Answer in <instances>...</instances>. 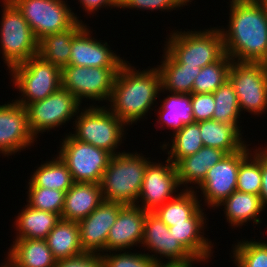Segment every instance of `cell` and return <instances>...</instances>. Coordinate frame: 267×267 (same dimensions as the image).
I'll return each mask as SVG.
<instances>
[{"label": "cell", "mask_w": 267, "mask_h": 267, "mask_svg": "<svg viewBox=\"0 0 267 267\" xmlns=\"http://www.w3.org/2000/svg\"><path fill=\"white\" fill-rule=\"evenodd\" d=\"M192 0H124L120 8H137V10H159L173 11L176 8L187 6Z\"/></svg>", "instance_id": "cell-40"}, {"label": "cell", "mask_w": 267, "mask_h": 267, "mask_svg": "<svg viewBox=\"0 0 267 267\" xmlns=\"http://www.w3.org/2000/svg\"><path fill=\"white\" fill-rule=\"evenodd\" d=\"M228 80L237 95L240 111L259 115L267 109V63L232 61Z\"/></svg>", "instance_id": "cell-8"}, {"label": "cell", "mask_w": 267, "mask_h": 267, "mask_svg": "<svg viewBox=\"0 0 267 267\" xmlns=\"http://www.w3.org/2000/svg\"><path fill=\"white\" fill-rule=\"evenodd\" d=\"M123 204L103 201L89 216L78 222L85 252L105 253L106 240Z\"/></svg>", "instance_id": "cell-17"}, {"label": "cell", "mask_w": 267, "mask_h": 267, "mask_svg": "<svg viewBox=\"0 0 267 267\" xmlns=\"http://www.w3.org/2000/svg\"><path fill=\"white\" fill-rule=\"evenodd\" d=\"M163 60L156 68L161 77V90L169 93L192 94L193 83L200 73L201 67L183 66L178 63L166 50H163Z\"/></svg>", "instance_id": "cell-24"}, {"label": "cell", "mask_w": 267, "mask_h": 267, "mask_svg": "<svg viewBox=\"0 0 267 267\" xmlns=\"http://www.w3.org/2000/svg\"><path fill=\"white\" fill-rule=\"evenodd\" d=\"M11 1L22 12L38 41L46 35L69 29L76 21H82L64 0Z\"/></svg>", "instance_id": "cell-10"}, {"label": "cell", "mask_w": 267, "mask_h": 267, "mask_svg": "<svg viewBox=\"0 0 267 267\" xmlns=\"http://www.w3.org/2000/svg\"><path fill=\"white\" fill-rule=\"evenodd\" d=\"M0 45L4 63L10 69L38 55V40L22 12L11 0H3Z\"/></svg>", "instance_id": "cell-7"}, {"label": "cell", "mask_w": 267, "mask_h": 267, "mask_svg": "<svg viewBox=\"0 0 267 267\" xmlns=\"http://www.w3.org/2000/svg\"><path fill=\"white\" fill-rule=\"evenodd\" d=\"M119 5L123 3L124 0H115Z\"/></svg>", "instance_id": "cell-46"}, {"label": "cell", "mask_w": 267, "mask_h": 267, "mask_svg": "<svg viewBox=\"0 0 267 267\" xmlns=\"http://www.w3.org/2000/svg\"><path fill=\"white\" fill-rule=\"evenodd\" d=\"M191 103L195 122L212 119L215 108L213 93H192Z\"/></svg>", "instance_id": "cell-41"}, {"label": "cell", "mask_w": 267, "mask_h": 267, "mask_svg": "<svg viewBox=\"0 0 267 267\" xmlns=\"http://www.w3.org/2000/svg\"><path fill=\"white\" fill-rule=\"evenodd\" d=\"M141 155L137 152H121L112 156L100 182L104 201L123 205L137 203L150 161Z\"/></svg>", "instance_id": "cell-3"}, {"label": "cell", "mask_w": 267, "mask_h": 267, "mask_svg": "<svg viewBox=\"0 0 267 267\" xmlns=\"http://www.w3.org/2000/svg\"><path fill=\"white\" fill-rule=\"evenodd\" d=\"M85 11H87L88 14H92L95 11L100 10L102 7H110V8H119L120 5L115 0H79ZM92 12V13H91Z\"/></svg>", "instance_id": "cell-43"}, {"label": "cell", "mask_w": 267, "mask_h": 267, "mask_svg": "<svg viewBox=\"0 0 267 267\" xmlns=\"http://www.w3.org/2000/svg\"><path fill=\"white\" fill-rule=\"evenodd\" d=\"M203 146L225 151L227 154L243 149L247 144L242 141L240 127L234 123H220L213 119L199 121Z\"/></svg>", "instance_id": "cell-25"}, {"label": "cell", "mask_w": 267, "mask_h": 267, "mask_svg": "<svg viewBox=\"0 0 267 267\" xmlns=\"http://www.w3.org/2000/svg\"><path fill=\"white\" fill-rule=\"evenodd\" d=\"M215 108L212 119L220 123H234L238 126L241 111L233 85L227 80L214 93Z\"/></svg>", "instance_id": "cell-35"}, {"label": "cell", "mask_w": 267, "mask_h": 267, "mask_svg": "<svg viewBox=\"0 0 267 267\" xmlns=\"http://www.w3.org/2000/svg\"><path fill=\"white\" fill-rule=\"evenodd\" d=\"M248 146L227 154L208 170L206 177L198 185L208 208H219V204L236 191L240 163L252 152Z\"/></svg>", "instance_id": "cell-14"}, {"label": "cell", "mask_w": 267, "mask_h": 267, "mask_svg": "<svg viewBox=\"0 0 267 267\" xmlns=\"http://www.w3.org/2000/svg\"><path fill=\"white\" fill-rule=\"evenodd\" d=\"M232 252L237 267H267L266 241H238Z\"/></svg>", "instance_id": "cell-38"}, {"label": "cell", "mask_w": 267, "mask_h": 267, "mask_svg": "<svg viewBox=\"0 0 267 267\" xmlns=\"http://www.w3.org/2000/svg\"><path fill=\"white\" fill-rule=\"evenodd\" d=\"M85 25L72 39L69 65L83 67H120L126 60L117 56L107 42L91 37Z\"/></svg>", "instance_id": "cell-18"}, {"label": "cell", "mask_w": 267, "mask_h": 267, "mask_svg": "<svg viewBox=\"0 0 267 267\" xmlns=\"http://www.w3.org/2000/svg\"><path fill=\"white\" fill-rule=\"evenodd\" d=\"M172 135L174 136L173 139H171L172 145H170L169 142H166L160 147L163 150L167 149V146L168 148L169 146L171 147L167 153L169 155L167 158L174 165H176L182 158L197 153L203 147L198 122L185 125Z\"/></svg>", "instance_id": "cell-33"}, {"label": "cell", "mask_w": 267, "mask_h": 267, "mask_svg": "<svg viewBox=\"0 0 267 267\" xmlns=\"http://www.w3.org/2000/svg\"><path fill=\"white\" fill-rule=\"evenodd\" d=\"M229 25L220 29L225 54L237 62L267 63V6L264 0H231Z\"/></svg>", "instance_id": "cell-1"}, {"label": "cell", "mask_w": 267, "mask_h": 267, "mask_svg": "<svg viewBox=\"0 0 267 267\" xmlns=\"http://www.w3.org/2000/svg\"><path fill=\"white\" fill-rule=\"evenodd\" d=\"M61 217L56 213L41 211L25 205L15 219V239H46Z\"/></svg>", "instance_id": "cell-28"}, {"label": "cell", "mask_w": 267, "mask_h": 267, "mask_svg": "<svg viewBox=\"0 0 267 267\" xmlns=\"http://www.w3.org/2000/svg\"><path fill=\"white\" fill-rule=\"evenodd\" d=\"M261 191L259 196L261 197V201L264 209L267 204V148H261Z\"/></svg>", "instance_id": "cell-44"}, {"label": "cell", "mask_w": 267, "mask_h": 267, "mask_svg": "<svg viewBox=\"0 0 267 267\" xmlns=\"http://www.w3.org/2000/svg\"><path fill=\"white\" fill-rule=\"evenodd\" d=\"M28 185L27 205L37 210L56 213L61 217L66 192L37 187L30 181Z\"/></svg>", "instance_id": "cell-37"}, {"label": "cell", "mask_w": 267, "mask_h": 267, "mask_svg": "<svg viewBox=\"0 0 267 267\" xmlns=\"http://www.w3.org/2000/svg\"><path fill=\"white\" fill-rule=\"evenodd\" d=\"M45 240L56 260L85 252L80 242L78 222L60 219Z\"/></svg>", "instance_id": "cell-29"}, {"label": "cell", "mask_w": 267, "mask_h": 267, "mask_svg": "<svg viewBox=\"0 0 267 267\" xmlns=\"http://www.w3.org/2000/svg\"><path fill=\"white\" fill-rule=\"evenodd\" d=\"M232 59L224 55L219 61L204 66L193 83V93H214L228 80Z\"/></svg>", "instance_id": "cell-34"}, {"label": "cell", "mask_w": 267, "mask_h": 267, "mask_svg": "<svg viewBox=\"0 0 267 267\" xmlns=\"http://www.w3.org/2000/svg\"><path fill=\"white\" fill-rule=\"evenodd\" d=\"M15 87L22 98L15 101L27 107L30 103L43 100L62 87V69L45 61L39 55L15 65L10 69Z\"/></svg>", "instance_id": "cell-6"}, {"label": "cell", "mask_w": 267, "mask_h": 267, "mask_svg": "<svg viewBox=\"0 0 267 267\" xmlns=\"http://www.w3.org/2000/svg\"><path fill=\"white\" fill-rule=\"evenodd\" d=\"M104 201L100 184L74 182L65 194L61 219L79 222Z\"/></svg>", "instance_id": "cell-21"}, {"label": "cell", "mask_w": 267, "mask_h": 267, "mask_svg": "<svg viewBox=\"0 0 267 267\" xmlns=\"http://www.w3.org/2000/svg\"><path fill=\"white\" fill-rule=\"evenodd\" d=\"M161 77L156 67L136 70L125 61L114 79L109 109L126 125L144 119L160 95ZM158 94V95H157Z\"/></svg>", "instance_id": "cell-2"}, {"label": "cell", "mask_w": 267, "mask_h": 267, "mask_svg": "<svg viewBox=\"0 0 267 267\" xmlns=\"http://www.w3.org/2000/svg\"><path fill=\"white\" fill-rule=\"evenodd\" d=\"M206 220V214L204 215L200 207L187 223H172V226L168 227L169 232H172L175 239L197 262H205L213 255V244L204 237Z\"/></svg>", "instance_id": "cell-20"}, {"label": "cell", "mask_w": 267, "mask_h": 267, "mask_svg": "<svg viewBox=\"0 0 267 267\" xmlns=\"http://www.w3.org/2000/svg\"><path fill=\"white\" fill-rule=\"evenodd\" d=\"M0 267H8V260L6 264L3 263V266L1 265Z\"/></svg>", "instance_id": "cell-47"}, {"label": "cell", "mask_w": 267, "mask_h": 267, "mask_svg": "<svg viewBox=\"0 0 267 267\" xmlns=\"http://www.w3.org/2000/svg\"><path fill=\"white\" fill-rule=\"evenodd\" d=\"M55 267H104L102 253L83 252L80 255L56 260Z\"/></svg>", "instance_id": "cell-42"}, {"label": "cell", "mask_w": 267, "mask_h": 267, "mask_svg": "<svg viewBox=\"0 0 267 267\" xmlns=\"http://www.w3.org/2000/svg\"><path fill=\"white\" fill-rule=\"evenodd\" d=\"M80 107L79 100L63 87L43 100L30 103L26 108L32 134L37 138L38 133L64 125L78 115Z\"/></svg>", "instance_id": "cell-12"}, {"label": "cell", "mask_w": 267, "mask_h": 267, "mask_svg": "<svg viewBox=\"0 0 267 267\" xmlns=\"http://www.w3.org/2000/svg\"><path fill=\"white\" fill-rule=\"evenodd\" d=\"M227 153L218 148L203 146L197 153L182 158L176 165L180 185L186 190H193L188 183L199 185L210 168L221 161ZM186 184V185H185ZM187 186V187H186Z\"/></svg>", "instance_id": "cell-22"}, {"label": "cell", "mask_w": 267, "mask_h": 267, "mask_svg": "<svg viewBox=\"0 0 267 267\" xmlns=\"http://www.w3.org/2000/svg\"><path fill=\"white\" fill-rule=\"evenodd\" d=\"M154 267H192V264L181 263H156Z\"/></svg>", "instance_id": "cell-45"}, {"label": "cell", "mask_w": 267, "mask_h": 267, "mask_svg": "<svg viewBox=\"0 0 267 267\" xmlns=\"http://www.w3.org/2000/svg\"><path fill=\"white\" fill-rule=\"evenodd\" d=\"M111 254V251L106 254L102 253L104 267H154L157 263L149 255L144 253L127 252Z\"/></svg>", "instance_id": "cell-39"}, {"label": "cell", "mask_w": 267, "mask_h": 267, "mask_svg": "<svg viewBox=\"0 0 267 267\" xmlns=\"http://www.w3.org/2000/svg\"><path fill=\"white\" fill-rule=\"evenodd\" d=\"M165 163L166 165H163L162 162L154 163L150 160L147 164L136 205L148 212H153L181 193L175 194L181 186L175 165L168 158Z\"/></svg>", "instance_id": "cell-13"}, {"label": "cell", "mask_w": 267, "mask_h": 267, "mask_svg": "<svg viewBox=\"0 0 267 267\" xmlns=\"http://www.w3.org/2000/svg\"><path fill=\"white\" fill-rule=\"evenodd\" d=\"M147 210L138 205H123L106 240V252L123 251L141 245Z\"/></svg>", "instance_id": "cell-19"}, {"label": "cell", "mask_w": 267, "mask_h": 267, "mask_svg": "<svg viewBox=\"0 0 267 267\" xmlns=\"http://www.w3.org/2000/svg\"><path fill=\"white\" fill-rule=\"evenodd\" d=\"M78 114L74 119L75 128L72 127L75 133H71L75 139L104 149L112 155L120 153L116 149L122 143V138H125L124 130L127 127L122 120L106 106L91 105Z\"/></svg>", "instance_id": "cell-5"}, {"label": "cell", "mask_w": 267, "mask_h": 267, "mask_svg": "<svg viewBox=\"0 0 267 267\" xmlns=\"http://www.w3.org/2000/svg\"><path fill=\"white\" fill-rule=\"evenodd\" d=\"M62 141L58 156L69 169L73 181L100 184L113 155L104 149L75 139L71 133Z\"/></svg>", "instance_id": "cell-9"}, {"label": "cell", "mask_w": 267, "mask_h": 267, "mask_svg": "<svg viewBox=\"0 0 267 267\" xmlns=\"http://www.w3.org/2000/svg\"><path fill=\"white\" fill-rule=\"evenodd\" d=\"M8 260L14 267H55L54 258L45 239H15Z\"/></svg>", "instance_id": "cell-23"}, {"label": "cell", "mask_w": 267, "mask_h": 267, "mask_svg": "<svg viewBox=\"0 0 267 267\" xmlns=\"http://www.w3.org/2000/svg\"><path fill=\"white\" fill-rule=\"evenodd\" d=\"M142 247L151 250L149 254L157 263H163L161 258L166 257L167 263L193 264L197 262L175 239L168 226L153 212H147ZM161 256V258L157 255ZM156 255V256H155ZM159 257V258H157Z\"/></svg>", "instance_id": "cell-15"}, {"label": "cell", "mask_w": 267, "mask_h": 267, "mask_svg": "<svg viewBox=\"0 0 267 267\" xmlns=\"http://www.w3.org/2000/svg\"><path fill=\"white\" fill-rule=\"evenodd\" d=\"M8 267H14V266L8 261Z\"/></svg>", "instance_id": "cell-48"}, {"label": "cell", "mask_w": 267, "mask_h": 267, "mask_svg": "<svg viewBox=\"0 0 267 267\" xmlns=\"http://www.w3.org/2000/svg\"><path fill=\"white\" fill-rule=\"evenodd\" d=\"M171 94V95H170ZM159 107L157 123L173 129V134L185 125L195 122L191 94L170 93ZM165 124V125H164Z\"/></svg>", "instance_id": "cell-30"}, {"label": "cell", "mask_w": 267, "mask_h": 267, "mask_svg": "<svg viewBox=\"0 0 267 267\" xmlns=\"http://www.w3.org/2000/svg\"><path fill=\"white\" fill-rule=\"evenodd\" d=\"M261 180V147H258L240 163L236 190L259 195Z\"/></svg>", "instance_id": "cell-36"}, {"label": "cell", "mask_w": 267, "mask_h": 267, "mask_svg": "<svg viewBox=\"0 0 267 267\" xmlns=\"http://www.w3.org/2000/svg\"><path fill=\"white\" fill-rule=\"evenodd\" d=\"M224 207V214L231 227H240L252 220L254 224H260V213L265 210L259 195L234 191L219 206ZM259 217V218H258Z\"/></svg>", "instance_id": "cell-26"}, {"label": "cell", "mask_w": 267, "mask_h": 267, "mask_svg": "<svg viewBox=\"0 0 267 267\" xmlns=\"http://www.w3.org/2000/svg\"><path fill=\"white\" fill-rule=\"evenodd\" d=\"M120 67H83L67 65L62 68V87L80 103L82 99L109 101L116 73Z\"/></svg>", "instance_id": "cell-11"}, {"label": "cell", "mask_w": 267, "mask_h": 267, "mask_svg": "<svg viewBox=\"0 0 267 267\" xmlns=\"http://www.w3.org/2000/svg\"><path fill=\"white\" fill-rule=\"evenodd\" d=\"M35 139L26 107L15 100L0 105V153L8 157L32 146Z\"/></svg>", "instance_id": "cell-16"}, {"label": "cell", "mask_w": 267, "mask_h": 267, "mask_svg": "<svg viewBox=\"0 0 267 267\" xmlns=\"http://www.w3.org/2000/svg\"><path fill=\"white\" fill-rule=\"evenodd\" d=\"M85 25L76 21L65 31L44 36L38 42V55L61 69L69 65L72 39Z\"/></svg>", "instance_id": "cell-27"}, {"label": "cell", "mask_w": 267, "mask_h": 267, "mask_svg": "<svg viewBox=\"0 0 267 267\" xmlns=\"http://www.w3.org/2000/svg\"><path fill=\"white\" fill-rule=\"evenodd\" d=\"M196 194L195 190L184 189L177 197L157 207L153 213L168 227L172 226V223H187V220L202 207L201 200H198Z\"/></svg>", "instance_id": "cell-31"}, {"label": "cell", "mask_w": 267, "mask_h": 267, "mask_svg": "<svg viewBox=\"0 0 267 267\" xmlns=\"http://www.w3.org/2000/svg\"><path fill=\"white\" fill-rule=\"evenodd\" d=\"M166 38V50L183 66H204L219 61L225 55L223 36L219 28L200 31H174Z\"/></svg>", "instance_id": "cell-4"}, {"label": "cell", "mask_w": 267, "mask_h": 267, "mask_svg": "<svg viewBox=\"0 0 267 267\" xmlns=\"http://www.w3.org/2000/svg\"><path fill=\"white\" fill-rule=\"evenodd\" d=\"M41 164L32 174L29 181L37 187L56 189L67 192L74 184L66 164L59 158Z\"/></svg>", "instance_id": "cell-32"}]
</instances>
